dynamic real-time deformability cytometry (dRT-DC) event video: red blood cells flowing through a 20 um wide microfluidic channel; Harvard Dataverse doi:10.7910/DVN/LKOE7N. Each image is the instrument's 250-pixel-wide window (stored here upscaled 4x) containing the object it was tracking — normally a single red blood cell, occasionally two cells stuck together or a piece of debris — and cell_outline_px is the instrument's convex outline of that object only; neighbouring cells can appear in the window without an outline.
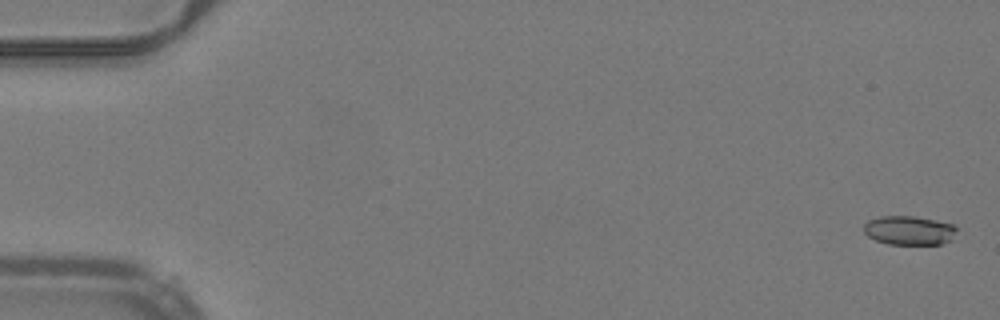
{"species": "common noctule bat (a hibernating species)", "species_latin": "Nyctalus noctula", "temperature_condition": "warm", "stored_images_in_passage": 53, "camera_frame_rate_fps": 3000, "um_per_image_px": 0.085, "animal": {"sex": "male", "body_mass_g": 19.2, "forearm_length_mm": 51.8}, "frame": {"image": 1, "passage_image": 2, "time_ms": 0.333, "image_size_px": [1000, 320], "cell_outline_px": [[956, 232], [952, 240], [944, 244], [888, 244], [876, 240], [868, 236], [864, 232], [864, 224], [868, 220], [880, 216], [916, 216], [936, 220], [952, 224], [956, 228]], "centroid_in_image_um": [77.29, 19.58], "position_along_channel_um": 7.7, "area_um2": 15.84}}
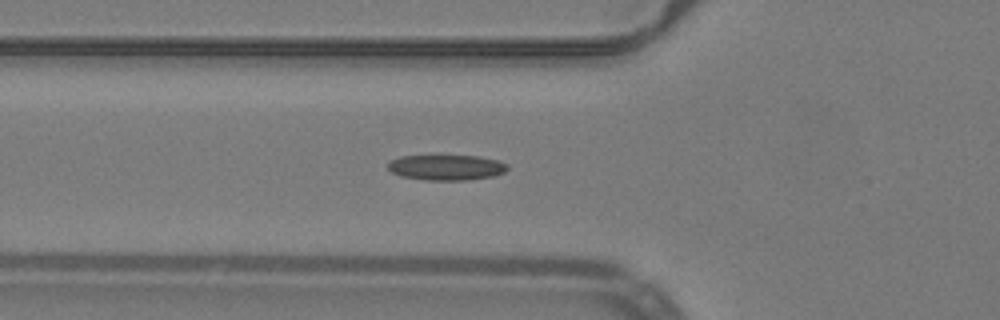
{"frame": {"image": 2, "passage_image": 20, "time_ms": 6.333, "image_size_px": [1000, 320], "cell_outline_px": [[508, 168], [504, 172], [492, 176], [464, 180], [424, 180], [400, 176], [392, 172], [388, 168], [388, 164], [392, 160], [400, 156], [480, 156], [496, 160], [508, 164]], "centroid_in_image_um": [37.93, 14.23], "position_along_channel_um": 87.9, "area_um2": 17.57}}
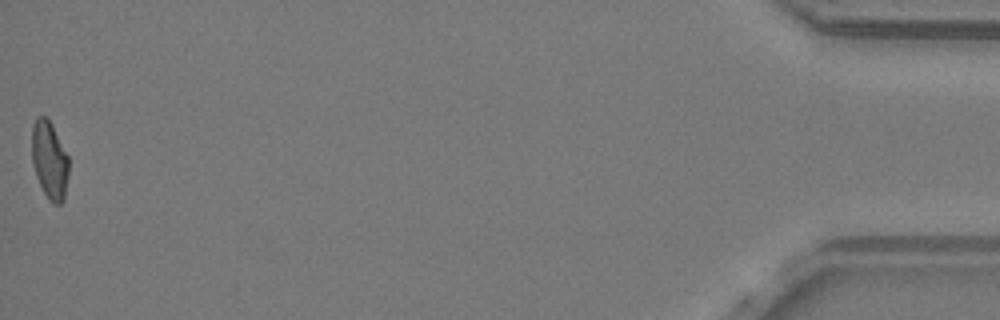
{"frame": {"image": 3, "passage_image": 53, "time_ms": 17.333, "image_size_px": [1000, 320], "cell_outline_px": [[68, 176], [64, 200], [60, 204], [56, 204], [48, 200], [36, 176], [32, 164], [32, 124], [36, 116], [44, 116], [52, 124], [68, 156]], "centroid_in_image_um": [4.2, 13.6], "position_along_channel_um": 431.0, "area_um2": 16.76}, "authors_computed_cell_mechanics": {"area_um2": 17.1088, "velocity_mm_per_s": 4.0143, "shape_relaxation_time_tau1_ms": null, "shape_relaxation_time_tau2_ms": 4.8917, "deformation_change_tau1": null, "deformation_change_tau2": 0.1132}}